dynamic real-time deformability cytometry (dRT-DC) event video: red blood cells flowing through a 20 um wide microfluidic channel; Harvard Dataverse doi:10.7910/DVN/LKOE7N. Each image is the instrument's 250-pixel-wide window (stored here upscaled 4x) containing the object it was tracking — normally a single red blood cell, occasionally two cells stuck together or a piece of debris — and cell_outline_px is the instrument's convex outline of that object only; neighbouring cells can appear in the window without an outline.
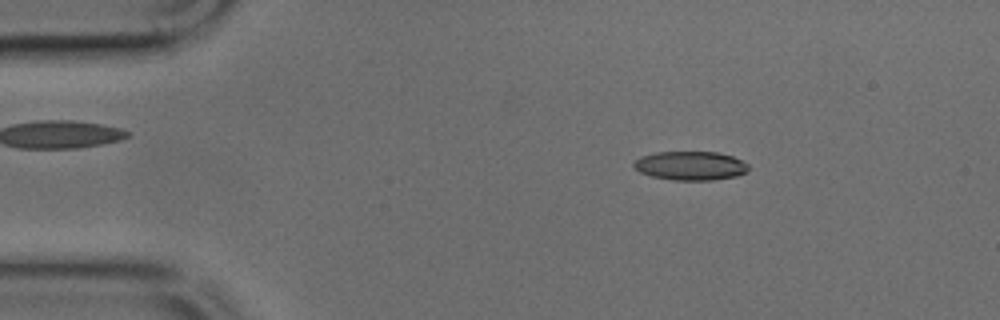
{"species": "common noctule bat (a hibernating species)", "species_latin": "Nyctalus noctula", "temperature_condition": "cold", "stored_images_in_passage": 45, "camera_frame_rate_fps": 3000, "um_per_image_px": 0.085, "animal": {"sex": "male", "body_mass_g": 17.9, "forearm_length_mm": 54.2}, "frame": {"image": 1, "passage_image": 4, "time_ms": 1.0, "image_size_px": [1000, 320], "cell_outline_px": [[748, 168], [744, 172], [736, 176], [712, 180], [676, 180], [652, 176], [640, 172], [632, 168], [632, 164], [640, 156], [656, 152], [716, 152], [732, 156], [748, 164]], "centroid_in_image_um": [58.64, 14.08], "position_along_channel_um": 26.4, "area_um2": 19.19}}
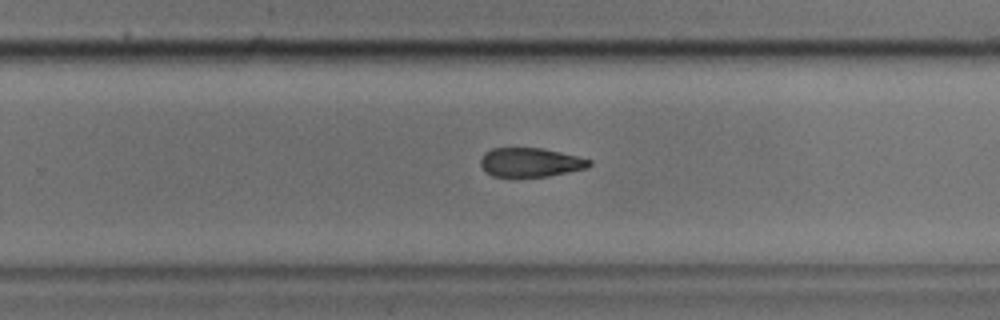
{"frame": {"image": 2, "passage_image": 27, "time_ms": 8.667, "image_size_px": [1000, 320], "cell_outline_px": [[592, 164], [588, 168], [548, 176], [492, 176], [484, 172], [480, 164], [480, 160], [484, 152], [492, 148], [540, 148], [560, 152], [592, 160]], "centroid_in_image_um": [45.06, 13.8], "position_along_channel_um": 284.7, "area_um2": 18.38}}
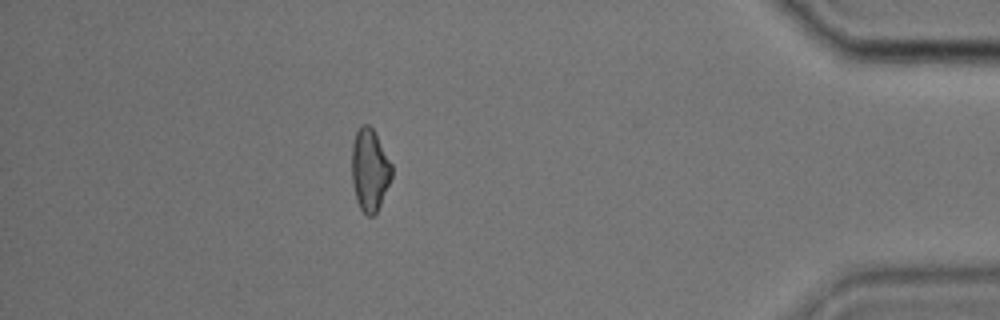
{"frame": {"image": 3, "passage_image": 39, "time_ms": 12.667, "image_size_px": [1000, 320], "cell_outline_px": [[392, 176], [380, 204], [376, 212], [372, 216], [368, 216], [360, 208], [356, 200], [352, 184], [352, 144], [356, 132], [360, 124], [368, 124], [372, 128], [392, 164]], "centroid_in_image_um": [31.41, 14.43], "position_along_channel_um": 403.8, "area_um2": 19.02}}